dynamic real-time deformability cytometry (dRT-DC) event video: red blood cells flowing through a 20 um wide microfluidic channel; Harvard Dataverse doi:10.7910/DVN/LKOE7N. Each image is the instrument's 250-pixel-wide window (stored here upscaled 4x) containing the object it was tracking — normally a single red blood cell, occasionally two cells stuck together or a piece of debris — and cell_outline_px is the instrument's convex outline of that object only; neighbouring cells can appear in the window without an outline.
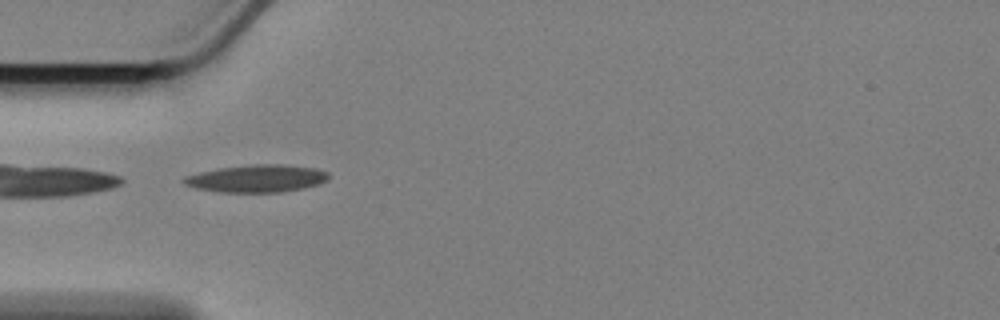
{"species": "Egyptian fruit bat (a non-hibernating species)", "species_latin": "Rousettus aegyptiacus", "temperature_condition": "cold", "stored_images_in_passage": 42, "camera_frame_rate_fps": 3000, "um_per_image_px": 0.085, "animal": {"sex": "female"}, "frame": {"image": 1, "passage_image": 1, "time_ms": 0.0, "image_size_px": [1000, 320], "cell_outline_px": [[328, 180], [320, 184], [304, 188], [280, 192], [220, 192], [196, 188], [184, 184], [180, 180], [184, 176], [216, 168], [252, 164], [280, 164], [316, 168], [328, 172]], "centroid_in_image_um": [21.81, 15.17], "position_along_channel_um": 63.2, "area_um2": 23.35}}
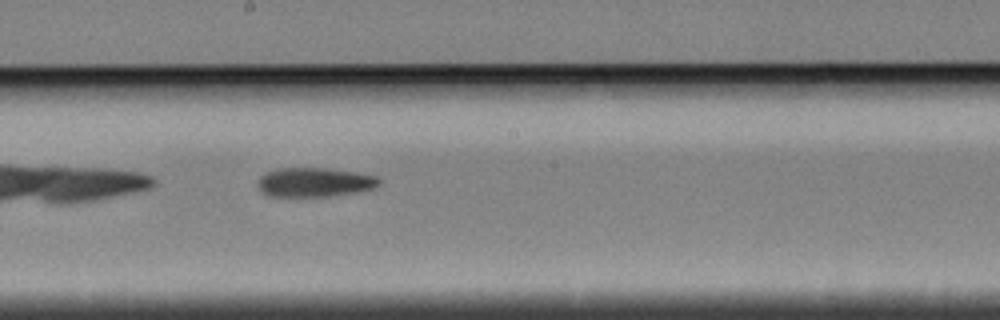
{"frame": {"image": 2, "passage_image": 15, "time_ms": 4.667, "image_size_px": [1000, 320], "cell_outline_px": [[380, 184], [372, 188], [356, 192], [332, 196], [268, 196], [260, 188], [260, 176], [276, 168], [328, 168], [356, 172], [376, 176], [380, 180]], "centroid_in_image_um": [26.77, 15.48], "position_along_channel_um": 221.4, "area_um2": 20.4}}
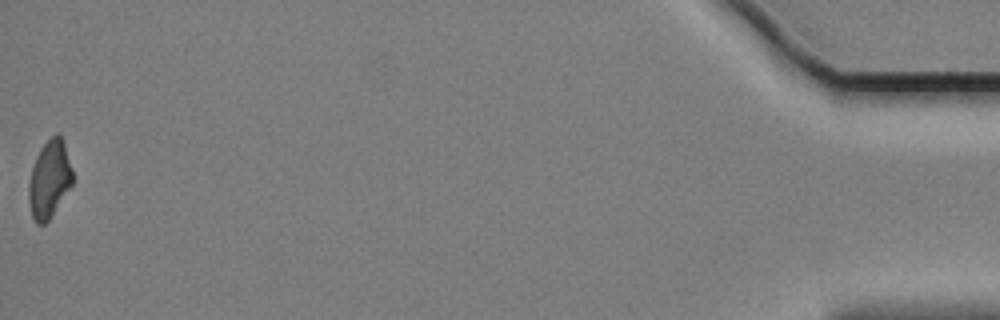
{"frame": {"image": 3, "passage_image": 42, "time_ms": 13.667, "image_size_px": [1000, 320], "cell_outline_px": [[72, 184], [48, 220], [44, 224], [36, 224], [32, 216], [28, 200], [28, 188], [32, 168], [36, 156], [40, 148], [56, 132], [60, 136], [64, 144], [72, 168]], "centroid_in_image_um": [4.18, 15.24], "position_along_channel_um": 431.0, "area_um2": 19.42}, "authors_computed_cell_mechanics": {"area_um2": 20.519, "velocity_mm_per_s": 3.4017, "shape_relaxation_time_tau1_ms": null, "shape_relaxation_time_tau2_ms": 4.5474, "deformation_change_tau1": null, "deformation_change_tau2": 0.1455}}